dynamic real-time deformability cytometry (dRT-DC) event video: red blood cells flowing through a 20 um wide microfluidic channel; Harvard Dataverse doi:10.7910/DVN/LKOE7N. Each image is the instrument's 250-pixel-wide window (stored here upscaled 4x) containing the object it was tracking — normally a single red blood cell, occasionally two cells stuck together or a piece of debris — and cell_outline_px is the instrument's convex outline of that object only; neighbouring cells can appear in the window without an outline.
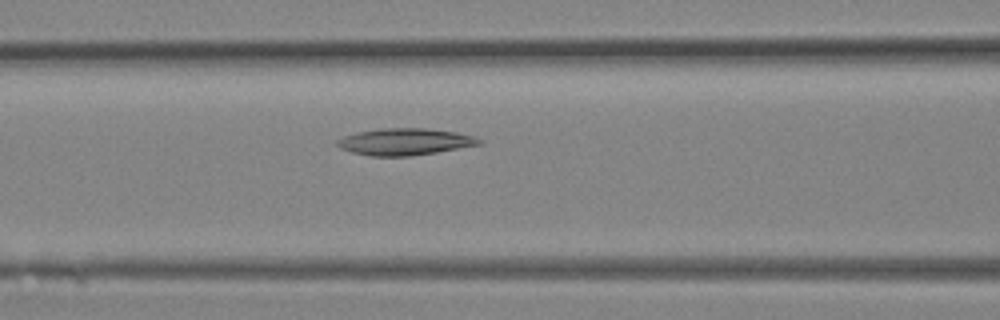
{"species": "Egyptian fruit bat (a non-hibernating species)", "species_latin": "Rousettus aegyptiacus", "temperature_condition": "room temperature", "stored_images_in_passage": 6, "camera_frame_rate_fps": 3000, "um_per_image_px": 0.085, "animal": {"sex": "female"}, "frame": {"image": 1, "passage_image": 4, "time_ms": 1.0, "image_size_px": [1000, 320], "cell_outline_px": [[484, 140], [480, 144], [436, 152], [412, 156], [372, 156], [352, 152], [340, 148], [336, 144], [336, 140], [344, 136], [356, 132], [384, 128], [424, 128], [456, 132], [476, 136]], "centroid_in_image_um": [34.41, 12.04], "position_along_channel_um": 132.2, "area_um2": 22.14}}
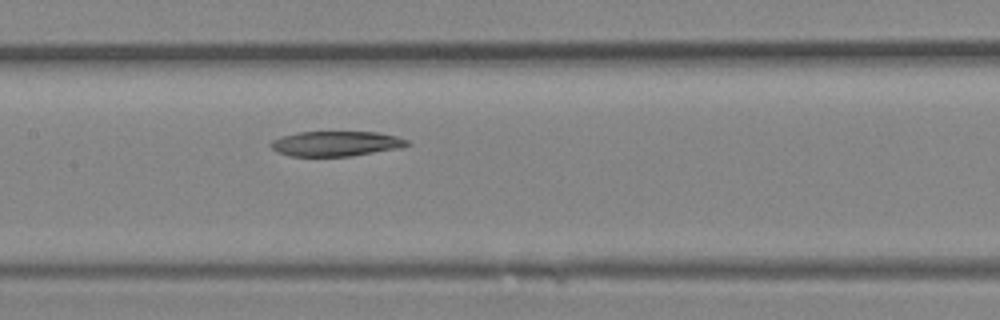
{"frame": {"image": 2, "passage_image": 6, "time_ms": 1.667, "image_size_px": [1000, 320], "cell_outline_px": [[412, 144], [400, 148], [352, 156], [292, 156], [276, 152], [268, 144], [272, 140], [284, 136], [300, 132], [376, 132], [396, 136], [408, 140]], "centroid_in_image_um": [28.58, 12.21], "position_along_channel_um": 178.8, "area_um2": 19.88}}